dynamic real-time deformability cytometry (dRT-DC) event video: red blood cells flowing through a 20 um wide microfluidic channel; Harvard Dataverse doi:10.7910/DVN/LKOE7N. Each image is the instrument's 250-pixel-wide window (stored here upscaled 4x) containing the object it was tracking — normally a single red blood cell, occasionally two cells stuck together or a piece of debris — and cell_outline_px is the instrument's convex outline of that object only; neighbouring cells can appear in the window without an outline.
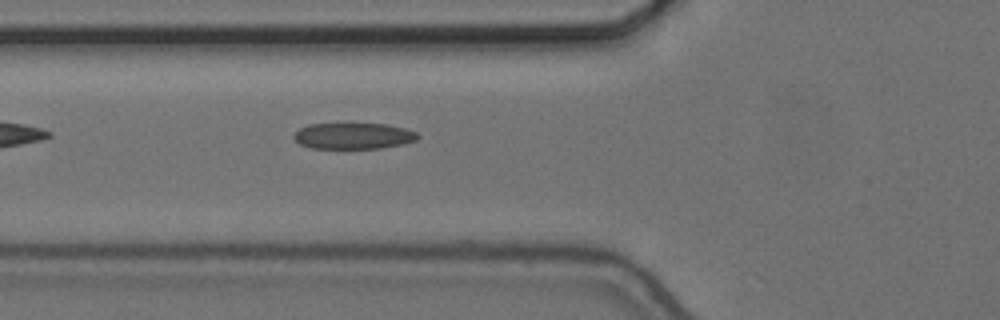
{"species": "common noctule bat (a hibernating species)", "species_latin": "Nyctalus noctula", "temperature_condition": "cold", "stored_images_in_passage": 41, "segment_of_instrument_passage": [1, 2], "camera_frame_rate_fps": 3000, "um_per_image_px": 0.085, "animal": {"sex": "female", "body_mass_g": 24.6, "forearm_length_mm": 56.2}, "frame": {"image": 1, "passage_image": 5, "time_ms": 1.333, "image_size_px": [1000, 320], "cell_outline_px": [[420, 136], [416, 140], [404, 144], [380, 148], [308, 148], [300, 144], [292, 136], [300, 128], [308, 124], [348, 120], [388, 124], [404, 128], [416, 132]], "centroid_in_image_um": [30.02, 11.49], "position_along_channel_um": 95.8, "area_um2": 20.0}}
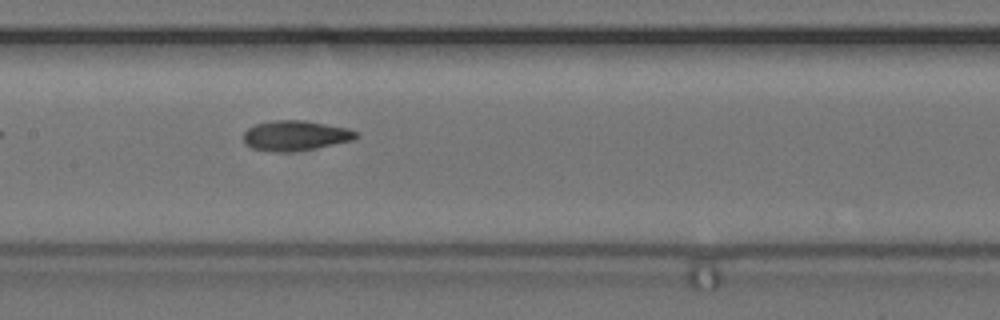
{"frame": {"image": 2, "passage_image": 12, "time_ms": 3.667, "image_size_px": [1000, 320], "cell_outline_px": [[360, 136], [352, 140], [316, 148], [292, 152], [272, 152], [252, 148], [244, 144], [244, 132], [248, 128], [256, 124], [272, 120], [304, 120], [348, 128], [356, 132]], "centroid_in_image_um": [25.09, 11.53], "position_along_channel_um": 182.3, "area_um2": 19.83}}
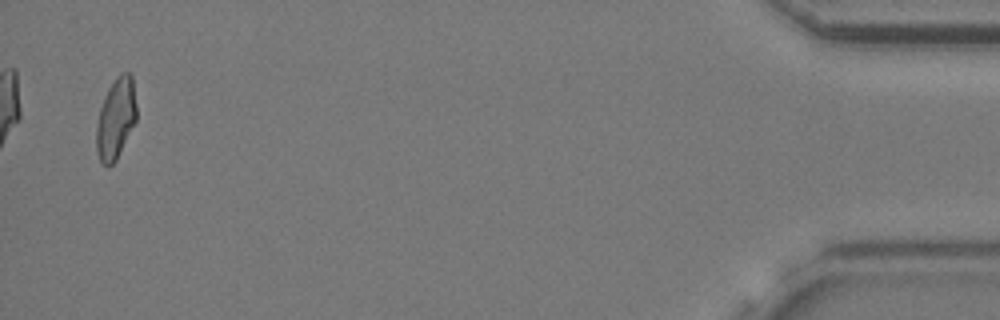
{"frame": {"image": 3, "passage_image": 39, "time_ms": 12.667, "image_size_px": [1000, 320], "cell_outline_px": [[136, 120], [116, 160], [108, 168], [100, 164], [96, 152], [96, 124], [100, 108], [104, 96], [108, 88], [116, 76], [120, 72], [128, 72], [132, 76], [136, 104]], "centroid_in_image_um": [9.82, 10.09], "position_along_channel_um": 425.4, "area_um2": 19.13}}